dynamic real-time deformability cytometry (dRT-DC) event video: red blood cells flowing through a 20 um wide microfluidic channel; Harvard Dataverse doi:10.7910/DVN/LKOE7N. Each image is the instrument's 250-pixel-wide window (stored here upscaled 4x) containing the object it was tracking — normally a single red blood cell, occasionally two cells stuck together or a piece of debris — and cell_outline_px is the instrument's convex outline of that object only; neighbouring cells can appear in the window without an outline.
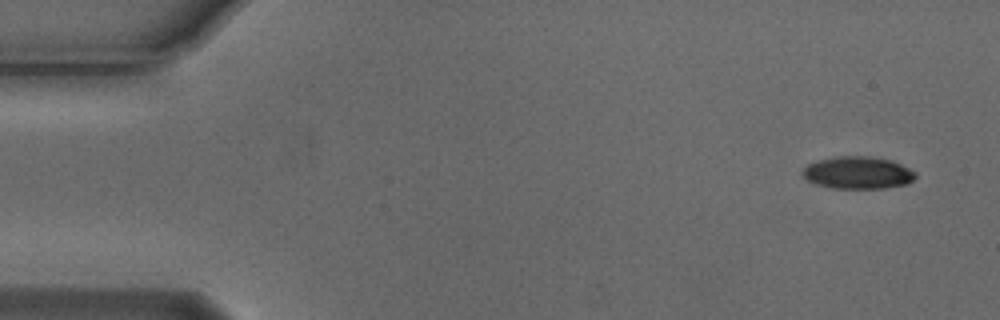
{"species": "Egyptian fruit bat (a non-hibernating species)", "species_latin": "Rousettus aegyptiacus", "temperature_condition": "cold", "stored_images_in_passage": 5, "camera_frame_rate_fps": 3000, "um_per_image_px": 0.085, "animal": {"sex": "male"}, "frame": {"image": 1, "passage_image": 1, "time_ms": 0.0, "image_size_px": [1000, 320], "cell_outline_px": [[916, 176], [908, 184], [884, 188], [832, 188], [816, 184], [808, 180], [800, 172], [808, 164], [820, 160], [836, 156], [868, 156], [892, 160], [916, 172]], "centroid_in_image_um": [72.92, 14.68], "position_along_channel_um": 12.1, "area_um2": 21.21}}
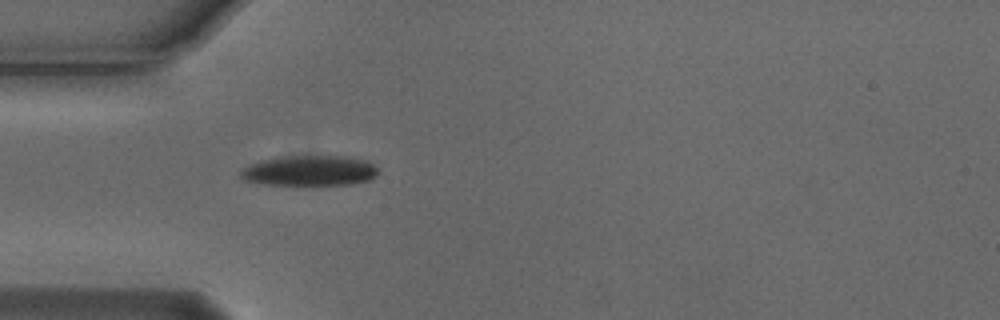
{"frame": {"image": 2, "passage_image": 5, "time_ms": 1.333, "image_size_px": [1000, 320], "cell_outline_px": [[376, 176], [368, 180], [352, 184], [300, 188], [264, 184], [244, 180], [240, 176], [240, 172], [244, 168], [260, 160], [288, 156], [344, 156], [364, 160], [372, 164], [376, 168]], "centroid_in_image_um": [26.28, 14.57], "position_along_channel_um": 58.7, "area_um2": 25.09}}